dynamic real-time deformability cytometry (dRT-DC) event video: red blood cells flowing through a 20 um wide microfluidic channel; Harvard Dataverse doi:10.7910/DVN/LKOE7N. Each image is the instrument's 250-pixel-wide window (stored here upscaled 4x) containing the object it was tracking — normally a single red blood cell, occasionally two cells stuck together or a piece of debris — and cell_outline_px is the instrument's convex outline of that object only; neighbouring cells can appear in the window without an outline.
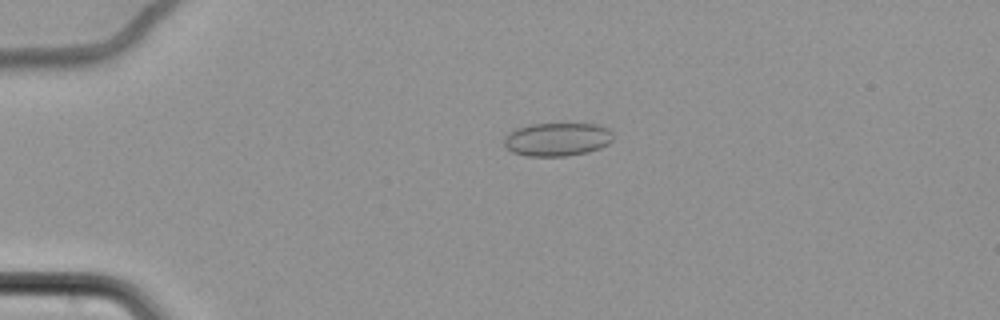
{"species": "common noctule bat (a hibernating species)", "species_latin": "Nyctalus noctula", "temperature_condition": "cold", "stored_images_in_passage": 57, "camera_frame_rate_fps": 3000, "um_per_image_px": 0.085, "animal": {"sex": "female", "body_mass_g": 22.7, "forearm_length_mm": 54.2}, "frame": {"image": 1, "passage_image": 16, "time_ms": 5.0, "image_size_px": [1000, 320], "cell_outline_px": [[612, 140], [608, 144], [600, 148], [588, 152], [568, 156], [524, 156], [512, 152], [504, 144], [504, 136], [508, 132], [516, 128], [528, 124], [596, 124], [608, 128], [612, 132]], "centroid_in_image_um": [47.34, 11.84], "position_along_channel_um": 37.7, "area_um2": 21.39}}
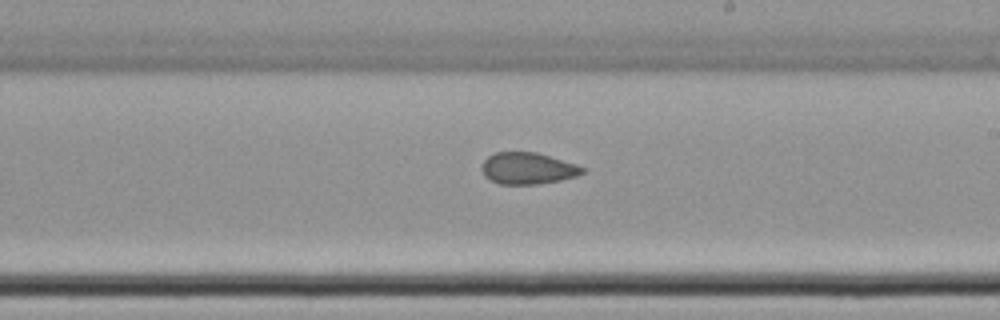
{"frame": {"image": 2, "passage_image": 38, "time_ms": 12.333, "image_size_px": [1000, 320], "cell_outline_px": [[584, 172], [576, 176], [560, 180], [536, 184], [500, 184], [484, 176], [480, 168], [484, 160], [488, 156], [496, 152], [536, 152], [576, 164], [584, 168]], "centroid_in_image_um": [44.83, 14.31], "position_along_channel_um": 244.2, "area_um2": 18.44}}
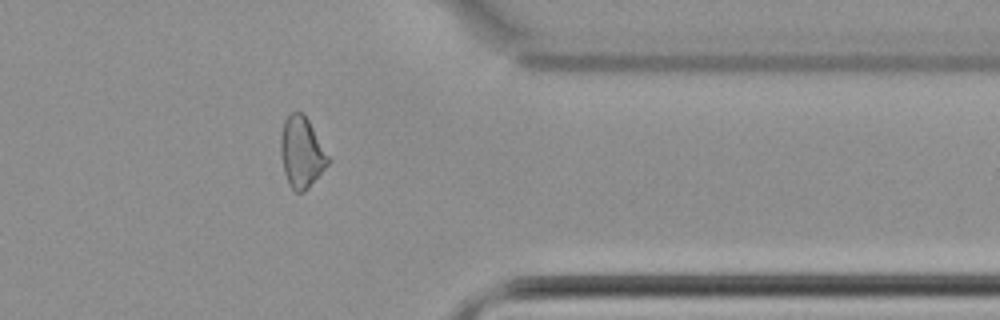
{"frame": {"image": 3, "passage_image": 51, "time_ms": 16.667, "image_size_px": [1000, 320], "cell_outline_px": [[332, 160], [308, 188], [304, 192], [296, 192], [288, 184], [284, 172], [280, 156], [280, 136], [284, 120], [292, 112], [304, 112]], "centroid_in_image_um": [25.64, 12.94], "position_along_channel_um": 385.8, "area_um2": 19.88}}